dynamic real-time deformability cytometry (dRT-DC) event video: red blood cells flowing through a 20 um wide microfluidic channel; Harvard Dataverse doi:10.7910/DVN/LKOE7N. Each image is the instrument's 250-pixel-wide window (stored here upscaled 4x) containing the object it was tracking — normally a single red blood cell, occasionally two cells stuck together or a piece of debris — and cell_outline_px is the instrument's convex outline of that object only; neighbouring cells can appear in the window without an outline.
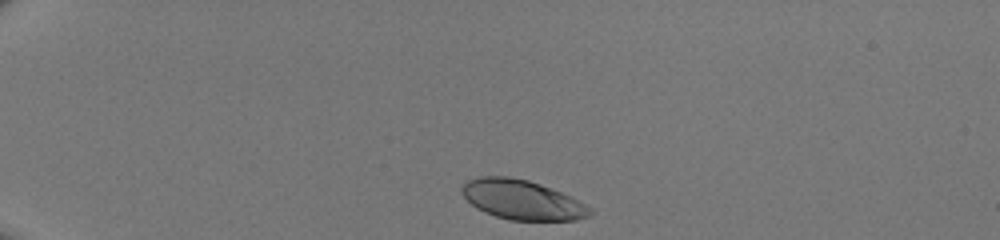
{"species": "human", "species_latin": "Homo sapiens", "temperature_condition": "room temperature", "stored_images_in_passage": 33, "camera_frame_rate_fps": 3000, "um_per_image_px": 0.085, "donor": {"sex": "male"}, "frame": {"image": 1, "passage_image": 1, "time_ms": 0.0, "image_size_px": [1000, 240], "cell_outline_px": [[592, 212], [588, 216], [576, 220], [508, 220], [484, 212], [476, 208], [460, 192], [460, 188], [468, 180], [480, 176], [508, 176], [528, 180], [560, 192], [592, 208]], "centroid_in_image_um": [44.33, 16.98], "position_along_channel_um": 40.7, "area_um2": 29.25}}
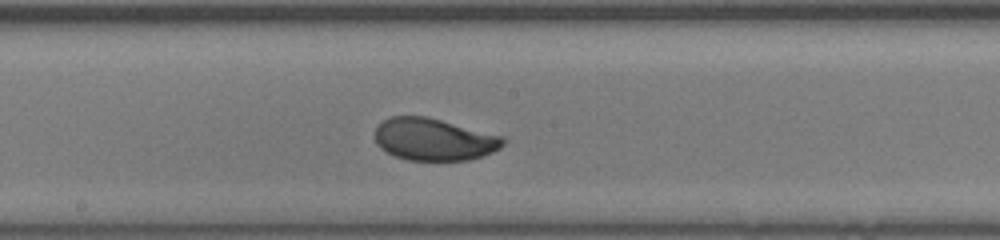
{"frame": {"image": 2, "passage_image": 18, "time_ms": 5.667, "image_size_px": [1000, 240], "cell_outline_px": [[504, 144], [500, 148], [484, 156], [468, 160], [408, 160], [396, 156], [380, 148], [376, 140], [376, 128], [384, 120], [392, 116], [424, 116], [504, 136]], "centroid_in_image_um": [36.91, 11.85], "position_along_channel_um": 211.3, "area_um2": 31.21}}
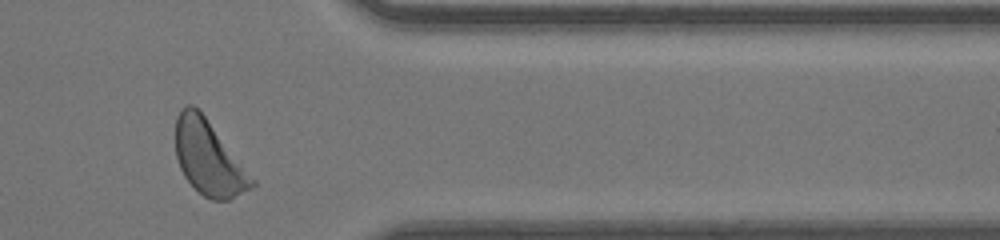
{"frame": {"image": 3, "passage_image": 31, "time_ms": 10.0, "image_size_px": [1000, 240], "cell_outline_px": [[256, 184], [252, 188], [228, 200], [212, 200], [204, 196], [184, 176], [180, 168], [176, 156], [176, 116], [180, 108], [188, 104], [192, 104], [204, 116], [256, 180]], "centroid_in_image_um": [17.74, 13.43], "position_along_channel_um": 393.7, "area_um2": 32.6}}